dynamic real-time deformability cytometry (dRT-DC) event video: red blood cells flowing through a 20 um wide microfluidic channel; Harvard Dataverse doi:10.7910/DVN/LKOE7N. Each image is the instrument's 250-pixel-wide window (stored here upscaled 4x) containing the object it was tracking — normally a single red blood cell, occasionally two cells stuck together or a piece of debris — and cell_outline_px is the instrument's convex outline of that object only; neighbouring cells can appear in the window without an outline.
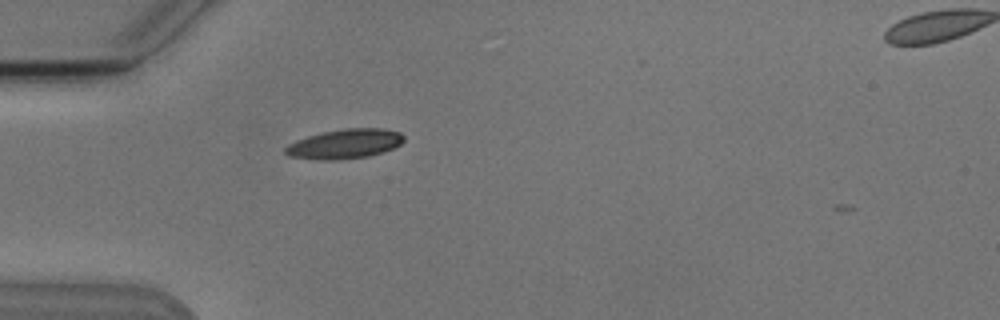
{"species": "Egyptian fruit bat (a non-hibernating species)", "species_latin": "Rousettus aegyptiacus", "temperature_condition": "cold", "stored_images_in_passage": 2, "camera_frame_rate_fps": 3000, "um_per_image_px": 0.085, "animal": {"sex": "male"}, "frame": {"image": 1, "passage_image": 1, "time_ms": 0.0, "image_size_px": [1000, 320], "cell_outline_px": [[404, 140], [400, 144], [384, 152], [368, 156], [336, 160], [320, 160], [288, 156], [284, 152], [284, 148], [288, 144], [296, 140], [308, 136], [324, 132], [344, 128], [384, 128], [400, 132], [404, 136]], "centroid_in_image_um": [29.3, 12.23], "position_along_channel_um": 55.7, "area_um2": 20.46}}